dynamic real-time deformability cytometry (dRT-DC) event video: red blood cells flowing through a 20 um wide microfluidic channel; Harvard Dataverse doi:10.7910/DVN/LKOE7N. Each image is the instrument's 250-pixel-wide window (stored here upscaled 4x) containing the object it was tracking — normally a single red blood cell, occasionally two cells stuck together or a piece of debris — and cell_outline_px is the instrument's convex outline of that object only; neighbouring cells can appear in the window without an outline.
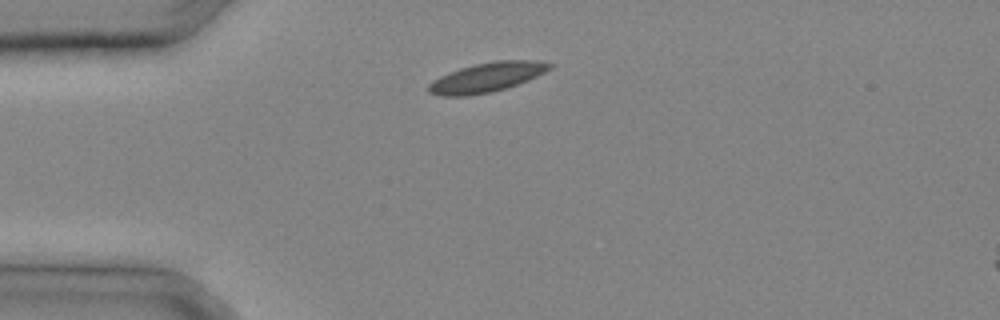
{"species": "common noctule bat (a hibernating species)", "species_latin": "Nyctalus noctula", "temperature_condition": "cold", "stored_images_in_passage": 21, "camera_frame_rate_fps": 3000, "um_per_image_px": 0.085, "animal": {"sex": "male", "body_mass_g": 20.4}, "frame": {"image": 1, "passage_image": 1, "time_ms": 0.0, "image_size_px": [1000, 320], "cell_outline_px": [[552, 68], [528, 80], [492, 92], [468, 96], [440, 96], [428, 92], [428, 84], [440, 76], [448, 72], [460, 68], [476, 64], [496, 60], [536, 60], [552, 64]], "centroid_in_image_um": [41.35, 6.57], "position_along_channel_um": 43.6, "area_um2": 20.69}}
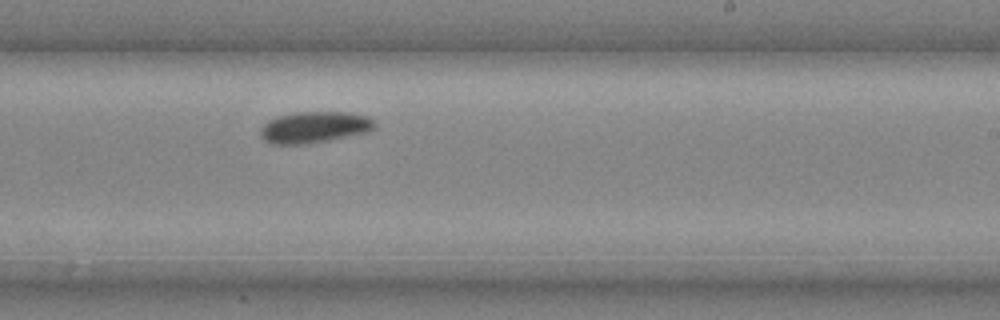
{"frame": {"image": 2, "passage_image": 13, "time_ms": 4.0, "image_size_px": [1000, 320], "cell_outline_px": [[376, 128], [368, 132], [308, 144], [272, 144], [264, 140], [260, 136], [260, 128], [268, 120], [276, 116], [292, 112], [348, 112], [368, 116], [376, 120]], "centroid_in_image_um": [26.73, 10.8], "position_along_channel_um": 262.3, "area_um2": 21.21}}
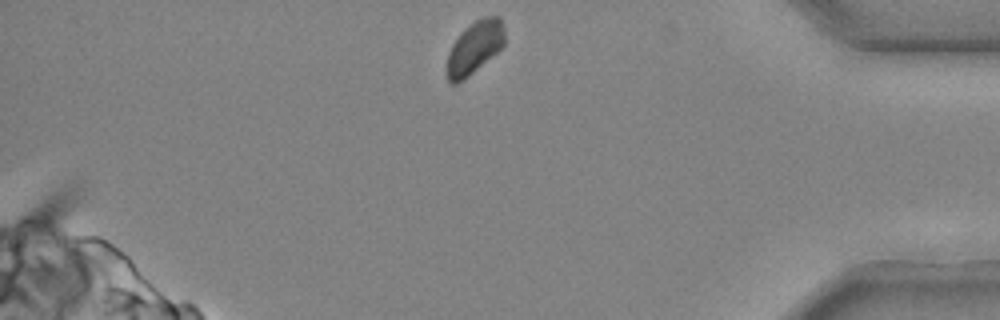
{"frame": {"image": 3, "passage_image": 21, "time_ms": 6.667, "image_size_px": [1000, 320], "cell_outline_px": [[504, 44], [496, 52], [464, 80], [456, 84], [452, 84], [448, 80], [444, 72], [444, 68], [448, 52], [452, 44], [460, 32], [464, 28], [480, 16], [500, 16], [504, 28]], "centroid_in_image_um": [40.28, 4.04], "position_along_channel_um": 394.9, "area_um2": 18.09}}